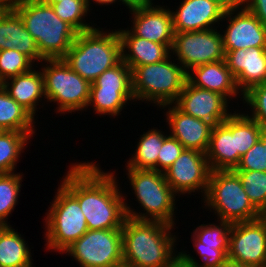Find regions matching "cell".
Segmentation results:
<instances>
[{
    "mask_svg": "<svg viewBox=\"0 0 266 267\" xmlns=\"http://www.w3.org/2000/svg\"><path fill=\"white\" fill-rule=\"evenodd\" d=\"M90 89L132 90V70L121 61L98 76Z\"/></svg>",
    "mask_w": 266,
    "mask_h": 267,
    "instance_id": "35",
    "label": "cell"
},
{
    "mask_svg": "<svg viewBox=\"0 0 266 267\" xmlns=\"http://www.w3.org/2000/svg\"><path fill=\"white\" fill-rule=\"evenodd\" d=\"M205 154L211 171L234 170L241 158L235 152V135L223 123L213 126Z\"/></svg>",
    "mask_w": 266,
    "mask_h": 267,
    "instance_id": "25",
    "label": "cell"
},
{
    "mask_svg": "<svg viewBox=\"0 0 266 267\" xmlns=\"http://www.w3.org/2000/svg\"><path fill=\"white\" fill-rule=\"evenodd\" d=\"M35 120L0 85V128L4 131L36 132Z\"/></svg>",
    "mask_w": 266,
    "mask_h": 267,
    "instance_id": "28",
    "label": "cell"
},
{
    "mask_svg": "<svg viewBox=\"0 0 266 267\" xmlns=\"http://www.w3.org/2000/svg\"><path fill=\"white\" fill-rule=\"evenodd\" d=\"M221 31L211 28L201 31L175 33L171 55L186 72L192 68L224 60Z\"/></svg>",
    "mask_w": 266,
    "mask_h": 267,
    "instance_id": "11",
    "label": "cell"
},
{
    "mask_svg": "<svg viewBox=\"0 0 266 267\" xmlns=\"http://www.w3.org/2000/svg\"><path fill=\"white\" fill-rule=\"evenodd\" d=\"M202 207L209 209L217 220L231 224L256 220L263 215L252 205L242 182L234 170L211 171ZM212 209V210H211Z\"/></svg>",
    "mask_w": 266,
    "mask_h": 267,
    "instance_id": "7",
    "label": "cell"
},
{
    "mask_svg": "<svg viewBox=\"0 0 266 267\" xmlns=\"http://www.w3.org/2000/svg\"><path fill=\"white\" fill-rule=\"evenodd\" d=\"M10 97L25 108L34 118L41 100L47 101L42 72L34 67L21 75L0 84ZM38 106V107H37Z\"/></svg>",
    "mask_w": 266,
    "mask_h": 267,
    "instance_id": "24",
    "label": "cell"
},
{
    "mask_svg": "<svg viewBox=\"0 0 266 267\" xmlns=\"http://www.w3.org/2000/svg\"><path fill=\"white\" fill-rule=\"evenodd\" d=\"M227 259L247 267H266V215L231 225Z\"/></svg>",
    "mask_w": 266,
    "mask_h": 267,
    "instance_id": "12",
    "label": "cell"
},
{
    "mask_svg": "<svg viewBox=\"0 0 266 267\" xmlns=\"http://www.w3.org/2000/svg\"><path fill=\"white\" fill-rule=\"evenodd\" d=\"M246 9L266 26V0H247Z\"/></svg>",
    "mask_w": 266,
    "mask_h": 267,
    "instance_id": "40",
    "label": "cell"
},
{
    "mask_svg": "<svg viewBox=\"0 0 266 267\" xmlns=\"http://www.w3.org/2000/svg\"><path fill=\"white\" fill-rule=\"evenodd\" d=\"M167 136L164 131L155 127L140 135L137 147L127 160L125 168L157 171L159 151H161L163 141Z\"/></svg>",
    "mask_w": 266,
    "mask_h": 267,
    "instance_id": "27",
    "label": "cell"
},
{
    "mask_svg": "<svg viewBox=\"0 0 266 267\" xmlns=\"http://www.w3.org/2000/svg\"><path fill=\"white\" fill-rule=\"evenodd\" d=\"M127 177L138 205L143 212H136L124 201L127 217L137 220L160 221L175 226L176 197L165 180L163 172L148 169L126 168ZM176 200V201H175ZM175 211V212H174Z\"/></svg>",
    "mask_w": 266,
    "mask_h": 267,
    "instance_id": "5",
    "label": "cell"
},
{
    "mask_svg": "<svg viewBox=\"0 0 266 267\" xmlns=\"http://www.w3.org/2000/svg\"><path fill=\"white\" fill-rule=\"evenodd\" d=\"M243 105L251 108L245 113L251 119L266 127V83L256 85L243 94ZM249 106V107H248Z\"/></svg>",
    "mask_w": 266,
    "mask_h": 267,
    "instance_id": "37",
    "label": "cell"
},
{
    "mask_svg": "<svg viewBox=\"0 0 266 267\" xmlns=\"http://www.w3.org/2000/svg\"><path fill=\"white\" fill-rule=\"evenodd\" d=\"M131 12V13H130ZM130 31L137 37L160 44H173L175 36L170 8L155 3L129 10Z\"/></svg>",
    "mask_w": 266,
    "mask_h": 267,
    "instance_id": "17",
    "label": "cell"
},
{
    "mask_svg": "<svg viewBox=\"0 0 266 267\" xmlns=\"http://www.w3.org/2000/svg\"><path fill=\"white\" fill-rule=\"evenodd\" d=\"M165 111V120L170 136L176 138L185 149H194L206 153L213 125L185 114L174 104L160 107Z\"/></svg>",
    "mask_w": 266,
    "mask_h": 267,
    "instance_id": "19",
    "label": "cell"
},
{
    "mask_svg": "<svg viewBox=\"0 0 266 267\" xmlns=\"http://www.w3.org/2000/svg\"><path fill=\"white\" fill-rule=\"evenodd\" d=\"M252 205L264 216L266 215V172L235 171Z\"/></svg>",
    "mask_w": 266,
    "mask_h": 267,
    "instance_id": "34",
    "label": "cell"
},
{
    "mask_svg": "<svg viewBox=\"0 0 266 267\" xmlns=\"http://www.w3.org/2000/svg\"><path fill=\"white\" fill-rule=\"evenodd\" d=\"M234 112V113H233ZM222 123L235 135V152L244 155L260 139L261 125L236 109Z\"/></svg>",
    "mask_w": 266,
    "mask_h": 267,
    "instance_id": "29",
    "label": "cell"
},
{
    "mask_svg": "<svg viewBox=\"0 0 266 267\" xmlns=\"http://www.w3.org/2000/svg\"><path fill=\"white\" fill-rule=\"evenodd\" d=\"M224 52L226 65L242 95L252 87L266 83V47Z\"/></svg>",
    "mask_w": 266,
    "mask_h": 267,
    "instance_id": "18",
    "label": "cell"
},
{
    "mask_svg": "<svg viewBox=\"0 0 266 267\" xmlns=\"http://www.w3.org/2000/svg\"><path fill=\"white\" fill-rule=\"evenodd\" d=\"M16 49L0 50V84L38 66Z\"/></svg>",
    "mask_w": 266,
    "mask_h": 267,
    "instance_id": "36",
    "label": "cell"
},
{
    "mask_svg": "<svg viewBox=\"0 0 266 267\" xmlns=\"http://www.w3.org/2000/svg\"><path fill=\"white\" fill-rule=\"evenodd\" d=\"M63 253L72 256L80 267L122 265V229L88 230Z\"/></svg>",
    "mask_w": 266,
    "mask_h": 267,
    "instance_id": "10",
    "label": "cell"
},
{
    "mask_svg": "<svg viewBox=\"0 0 266 267\" xmlns=\"http://www.w3.org/2000/svg\"><path fill=\"white\" fill-rule=\"evenodd\" d=\"M122 61L133 70L135 67L165 60L171 54L172 44H160L135 36L129 28L117 30Z\"/></svg>",
    "mask_w": 266,
    "mask_h": 267,
    "instance_id": "23",
    "label": "cell"
},
{
    "mask_svg": "<svg viewBox=\"0 0 266 267\" xmlns=\"http://www.w3.org/2000/svg\"><path fill=\"white\" fill-rule=\"evenodd\" d=\"M219 267H247L244 266L238 262L232 261L227 259L222 265H220Z\"/></svg>",
    "mask_w": 266,
    "mask_h": 267,
    "instance_id": "46",
    "label": "cell"
},
{
    "mask_svg": "<svg viewBox=\"0 0 266 267\" xmlns=\"http://www.w3.org/2000/svg\"><path fill=\"white\" fill-rule=\"evenodd\" d=\"M165 267H197V266L191 265L189 262L184 261L179 255H177Z\"/></svg>",
    "mask_w": 266,
    "mask_h": 267,
    "instance_id": "43",
    "label": "cell"
},
{
    "mask_svg": "<svg viewBox=\"0 0 266 267\" xmlns=\"http://www.w3.org/2000/svg\"><path fill=\"white\" fill-rule=\"evenodd\" d=\"M13 9L20 15L44 59H62L66 55L78 32L61 20L52 6L40 0H16Z\"/></svg>",
    "mask_w": 266,
    "mask_h": 267,
    "instance_id": "3",
    "label": "cell"
},
{
    "mask_svg": "<svg viewBox=\"0 0 266 267\" xmlns=\"http://www.w3.org/2000/svg\"><path fill=\"white\" fill-rule=\"evenodd\" d=\"M184 146L174 137L168 135L162 144L157 160V171L164 172L180 156Z\"/></svg>",
    "mask_w": 266,
    "mask_h": 267,
    "instance_id": "39",
    "label": "cell"
},
{
    "mask_svg": "<svg viewBox=\"0 0 266 267\" xmlns=\"http://www.w3.org/2000/svg\"><path fill=\"white\" fill-rule=\"evenodd\" d=\"M224 21L228 23L226 30L220 29L224 51L266 47V26L247 9L224 12Z\"/></svg>",
    "mask_w": 266,
    "mask_h": 267,
    "instance_id": "16",
    "label": "cell"
},
{
    "mask_svg": "<svg viewBox=\"0 0 266 267\" xmlns=\"http://www.w3.org/2000/svg\"><path fill=\"white\" fill-rule=\"evenodd\" d=\"M82 78L93 83L105 70L122 61L121 42L117 30L104 31L102 27L77 33L62 58Z\"/></svg>",
    "mask_w": 266,
    "mask_h": 267,
    "instance_id": "4",
    "label": "cell"
},
{
    "mask_svg": "<svg viewBox=\"0 0 266 267\" xmlns=\"http://www.w3.org/2000/svg\"><path fill=\"white\" fill-rule=\"evenodd\" d=\"M16 0H0V10H7L13 8Z\"/></svg>",
    "mask_w": 266,
    "mask_h": 267,
    "instance_id": "45",
    "label": "cell"
},
{
    "mask_svg": "<svg viewBox=\"0 0 266 267\" xmlns=\"http://www.w3.org/2000/svg\"><path fill=\"white\" fill-rule=\"evenodd\" d=\"M118 1L122 3V5L124 4L126 9L128 10L154 3L153 0H118Z\"/></svg>",
    "mask_w": 266,
    "mask_h": 267,
    "instance_id": "42",
    "label": "cell"
},
{
    "mask_svg": "<svg viewBox=\"0 0 266 267\" xmlns=\"http://www.w3.org/2000/svg\"><path fill=\"white\" fill-rule=\"evenodd\" d=\"M173 104L185 114L211 123L213 126L222 123L232 114L228 108L230 102L223 95L195 87L188 81Z\"/></svg>",
    "mask_w": 266,
    "mask_h": 267,
    "instance_id": "15",
    "label": "cell"
},
{
    "mask_svg": "<svg viewBox=\"0 0 266 267\" xmlns=\"http://www.w3.org/2000/svg\"><path fill=\"white\" fill-rule=\"evenodd\" d=\"M86 2H87L89 10L91 11L92 9H90V8L93 7V6H91L92 2L96 3L97 5L108 6V5H111V4L113 5V4H115V3L119 2V1L118 0H86Z\"/></svg>",
    "mask_w": 266,
    "mask_h": 267,
    "instance_id": "44",
    "label": "cell"
},
{
    "mask_svg": "<svg viewBox=\"0 0 266 267\" xmlns=\"http://www.w3.org/2000/svg\"><path fill=\"white\" fill-rule=\"evenodd\" d=\"M40 1L43 2V3H45V4H47V5L52 6L55 3L63 2L65 0H40Z\"/></svg>",
    "mask_w": 266,
    "mask_h": 267,
    "instance_id": "48",
    "label": "cell"
},
{
    "mask_svg": "<svg viewBox=\"0 0 266 267\" xmlns=\"http://www.w3.org/2000/svg\"><path fill=\"white\" fill-rule=\"evenodd\" d=\"M211 169L206 154L194 150L184 149L174 163L163 173L165 180L172 190L180 195H194L202 193L204 198L208 189Z\"/></svg>",
    "mask_w": 266,
    "mask_h": 267,
    "instance_id": "13",
    "label": "cell"
},
{
    "mask_svg": "<svg viewBox=\"0 0 266 267\" xmlns=\"http://www.w3.org/2000/svg\"><path fill=\"white\" fill-rule=\"evenodd\" d=\"M6 49H16L28 56L34 63L36 62V65L44 60L34 38L13 8L0 10V50Z\"/></svg>",
    "mask_w": 266,
    "mask_h": 267,
    "instance_id": "22",
    "label": "cell"
},
{
    "mask_svg": "<svg viewBox=\"0 0 266 267\" xmlns=\"http://www.w3.org/2000/svg\"><path fill=\"white\" fill-rule=\"evenodd\" d=\"M117 267H131V266H127V265H125V264H122V265H119V266H117Z\"/></svg>",
    "mask_w": 266,
    "mask_h": 267,
    "instance_id": "49",
    "label": "cell"
},
{
    "mask_svg": "<svg viewBox=\"0 0 266 267\" xmlns=\"http://www.w3.org/2000/svg\"><path fill=\"white\" fill-rule=\"evenodd\" d=\"M98 164L72 163L61 184L78 200L88 230L122 229L127 198L120 192L117 176L103 171Z\"/></svg>",
    "mask_w": 266,
    "mask_h": 267,
    "instance_id": "1",
    "label": "cell"
},
{
    "mask_svg": "<svg viewBox=\"0 0 266 267\" xmlns=\"http://www.w3.org/2000/svg\"><path fill=\"white\" fill-rule=\"evenodd\" d=\"M45 215L47 251L62 252L88 231L78 200L60 183Z\"/></svg>",
    "mask_w": 266,
    "mask_h": 267,
    "instance_id": "8",
    "label": "cell"
},
{
    "mask_svg": "<svg viewBox=\"0 0 266 267\" xmlns=\"http://www.w3.org/2000/svg\"><path fill=\"white\" fill-rule=\"evenodd\" d=\"M264 146H266V127H260V139Z\"/></svg>",
    "mask_w": 266,
    "mask_h": 267,
    "instance_id": "47",
    "label": "cell"
},
{
    "mask_svg": "<svg viewBox=\"0 0 266 267\" xmlns=\"http://www.w3.org/2000/svg\"><path fill=\"white\" fill-rule=\"evenodd\" d=\"M27 242L11 225L2 226L0 228V267H33L31 248Z\"/></svg>",
    "mask_w": 266,
    "mask_h": 267,
    "instance_id": "26",
    "label": "cell"
},
{
    "mask_svg": "<svg viewBox=\"0 0 266 267\" xmlns=\"http://www.w3.org/2000/svg\"><path fill=\"white\" fill-rule=\"evenodd\" d=\"M23 174L18 172L0 174V225L10 226L8 217L18 204Z\"/></svg>",
    "mask_w": 266,
    "mask_h": 267,
    "instance_id": "32",
    "label": "cell"
},
{
    "mask_svg": "<svg viewBox=\"0 0 266 267\" xmlns=\"http://www.w3.org/2000/svg\"><path fill=\"white\" fill-rule=\"evenodd\" d=\"M174 228L160 221L126 217L122 227L123 264L131 267H165L178 255L176 242L179 238L176 232L173 235Z\"/></svg>",
    "mask_w": 266,
    "mask_h": 267,
    "instance_id": "2",
    "label": "cell"
},
{
    "mask_svg": "<svg viewBox=\"0 0 266 267\" xmlns=\"http://www.w3.org/2000/svg\"><path fill=\"white\" fill-rule=\"evenodd\" d=\"M52 7L56 15L71 25L78 33L95 28L96 23H88L85 20L87 14L90 13L86 0H65L53 4Z\"/></svg>",
    "mask_w": 266,
    "mask_h": 267,
    "instance_id": "33",
    "label": "cell"
},
{
    "mask_svg": "<svg viewBox=\"0 0 266 267\" xmlns=\"http://www.w3.org/2000/svg\"><path fill=\"white\" fill-rule=\"evenodd\" d=\"M35 133L4 130L0 133V174L16 172L21 153Z\"/></svg>",
    "mask_w": 266,
    "mask_h": 267,
    "instance_id": "30",
    "label": "cell"
},
{
    "mask_svg": "<svg viewBox=\"0 0 266 267\" xmlns=\"http://www.w3.org/2000/svg\"><path fill=\"white\" fill-rule=\"evenodd\" d=\"M173 59L170 54L163 61L132 70V91L136 101L150 102L160 108L178 99L187 81V72Z\"/></svg>",
    "mask_w": 266,
    "mask_h": 267,
    "instance_id": "6",
    "label": "cell"
},
{
    "mask_svg": "<svg viewBox=\"0 0 266 267\" xmlns=\"http://www.w3.org/2000/svg\"><path fill=\"white\" fill-rule=\"evenodd\" d=\"M180 4L176 11L170 10L175 33L218 28L222 22L224 11L214 0H182Z\"/></svg>",
    "mask_w": 266,
    "mask_h": 267,
    "instance_id": "20",
    "label": "cell"
},
{
    "mask_svg": "<svg viewBox=\"0 0 266 267\" xmlns=\"http://www.w3.org/2000/svg\"><path fill=\"white\" fill-rule=\"evenodd\" d=\"M234 171H265L266 172V146L258 140L244 155Z\"/></svg>",
    "mask_w": 266,
    "mask_h": 267,
    "instance_id": "38",
    "label": "cell"
},
{
    "mask_svg": "<svg viewBox=\"0 0 266 267\" xmlns=\"http://www.w3.org/2000/svg\"><path fill=\"white\" fill-rule=\"evenodd\" d=\"M187 81L199 88L207 89L223 95L229 102L243 95L236 85L234 76L225 60L196 66L187 72ZM239 94V96H238ZM231 98V99H230ZM230 99V100H229Z\"/></svg>",
    "mask_w": 266,
    "mask_h": 267,
    "instance_id": "21",
    "label": "cell"
},
{
    "mask_svg": "<svg viewBox=\"0 0 266 267\" xmlns=\"http://www.w3.org/2000/svg\"><path fill=\"white\" fill-rule=\"evenodd\" d=\"M216 222L219 223H203L193 230L191 239L194 251H197L201 260H196L191 254H187L186 250H182L178 252V255L184 261L197 267H219L227 260L229 231L232 224L224 220Z\"/></svg>",
    "mask_w": 266,
    "mask_h": 267,
    "instance_id": "14",
    "label": "cell"
},
{
    "mask_svg": "<svg viewBox=\"0 0 266 267\" xmlns=\"http://www.w3.org/2000/svg\"><path fill=\"white\" fill-rule=\"evenodd\" d=\"M224 12L246 9L247 0H214Z\"/></svg>",
    "mask_w": 266,
    "mask_h": 267,
    "instance_id": "41",
    "label": "cell"
},
{
    "mask_svg": "<svg viewBox=\"0 0 266 267\" xmlns=\"http://www.w3.org/2000/svg\"><path fill=\"white\" fill-rule=\"evenodd\" d=\"M42 62L40 70L46 102H56V114L86 110L91 83L74 72L63 59H44Z\"/></svg>",
    "mask_w": 266,
    "mask_h": 267,
    "instance_id": "9",
    "label": "cell"
},
{
    "mask_svg": "<svg viewBox=\"0 0 266 267\" xmlns=\"http://www.w3.org/2000/svg\"><path fill=\"white\" fill-rule=\"evenodd\" d=\"M134 103L135 98L132 90H102L90 89V98L87 108L92 107L95 114L109 115L111 117L119 116L122 110L129 105V102ZM124 107V108H123Z\"/></svg>",
    "mask_w": 266,
    "mask_h": 267,
    "instance_id": "31",
    "label": "cell"
}]
</instances>
